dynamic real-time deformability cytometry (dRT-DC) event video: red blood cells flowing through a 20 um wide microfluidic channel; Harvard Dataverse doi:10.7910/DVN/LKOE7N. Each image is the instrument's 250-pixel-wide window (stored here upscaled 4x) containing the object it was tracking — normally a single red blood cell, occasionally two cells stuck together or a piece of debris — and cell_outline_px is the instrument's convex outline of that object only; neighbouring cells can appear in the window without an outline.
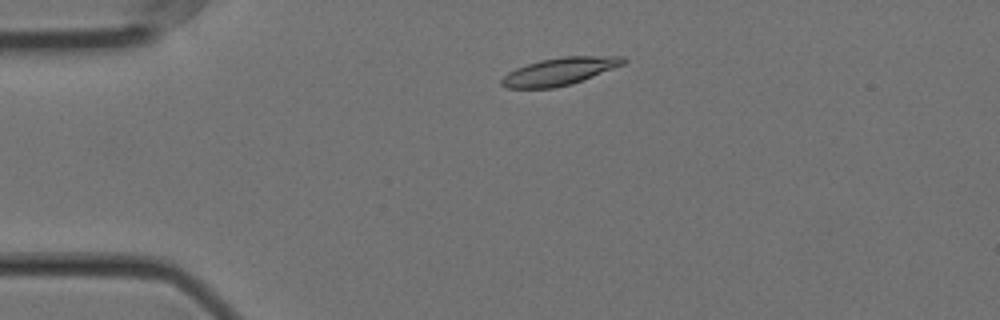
{"species": "Egyptian fruit bat (a non-hibernating species)", "species_latin": "Rousettus aegyptiacus", "temperature_condition": "cold", "stored_images_in_passage": 52, "camera_frame_rate_fps": 3000, "um_per_image_px": 0.085, "animal": {"sex": "female"}, "frame": {"image": 1, "passage_image": 7, "time_ms": 2.0, "image_size_px": [1000, 320], "cell_outline_px": [[628, 60], [624, 64], [572, 84], [552, 88], [504, 88], [500, 84], [500, 80], [508, 72], [516, 68], [540, 60], [564, 56], [624, 56]], "centroid_in_image_um": [47.55, 6.07], "position_along_channel_um": 37.4, "area_um2": 19.48}}
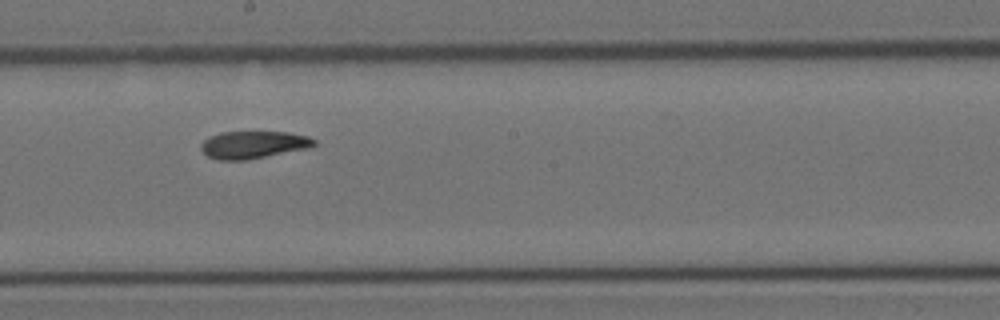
{"frame": {"image": 2, "passage_image": 26, "time_ms": 8.333, "image_size_px": [1000, 320], "cell_outline_px": [[316, 144], [308, 148], [248, 160], [220, 160], [208, 156], [200, 148], [200, 144], [204, 140], [220, 132], [288, 132], [308, 136], [316, 140]], "centroid_in_image_um": [21.55, 12.3], "position_along_channel_um": 226.7, "area_um2": 18.03}}
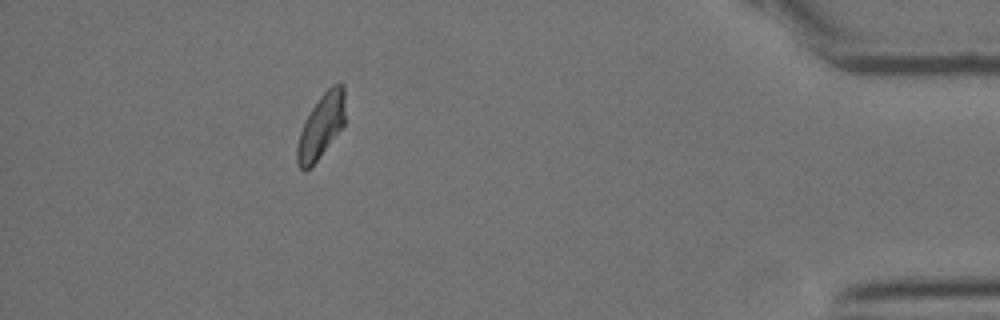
{"frame": {"image": 3, "passage_image": 46, "time_ms": 15.0, "image_size_px": [1000, 320], "cell_outline_px": [[344, 124], [320, 156], [304, 172], [296, 164], [296, 148], [300, 132], [312, 108], [320, 96], [332, 84], [344, 84]], "centroid_in_image_um": [27.28, 10.73], "position_along_channel_um": 407.9, "area_um2": 17.51}, "authors_computed_cell_mechanics": {"area_um2": 18.6405, "velocity_mm_per_s": 3.5224, "shape_relaxation_time_tau1_ms": 7.3022, "shape_relaxation_time_tau2_ms": 3.4068, "deformation_change_tau1": 0.1809, "deformation_change_tau2": 0.0832}}